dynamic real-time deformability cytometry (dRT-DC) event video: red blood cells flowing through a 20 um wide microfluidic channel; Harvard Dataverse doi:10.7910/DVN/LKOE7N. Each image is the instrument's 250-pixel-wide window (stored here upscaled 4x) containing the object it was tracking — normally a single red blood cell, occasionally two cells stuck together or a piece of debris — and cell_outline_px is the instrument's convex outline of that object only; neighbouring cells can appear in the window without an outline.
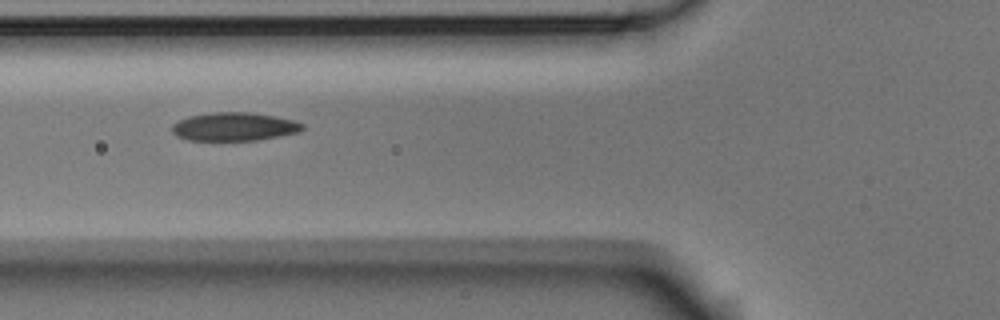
{"species": "Egyptian fruit bat (a non-hibernating species)", "species_latin": "Rousettus aegyptiacus", "temperature_condition": "room temperature", "stored_images_in_passage": 8, "camera_frame_rate_fps": 3000, "um_per_image_px": 0.085, "animal": {"sex": "male"}, "frame": {"image": 1, "passage_image": 7, "time_ms": 2.0, "image_size_px": [1000, 320], "cell_outline_px": [[304, 128], [300, 132], [280, 136], [256, 140], [188, 140], [176, 136], [172, 132], [172, 124], [188, 116], [212, 112], [252, 112], [276, 116], [292, 120], [304, 124]], "centroid_in_image_um": [19.91, 10.76], "position_along_channel_um": 105.9, "area_um2": 21.68}}
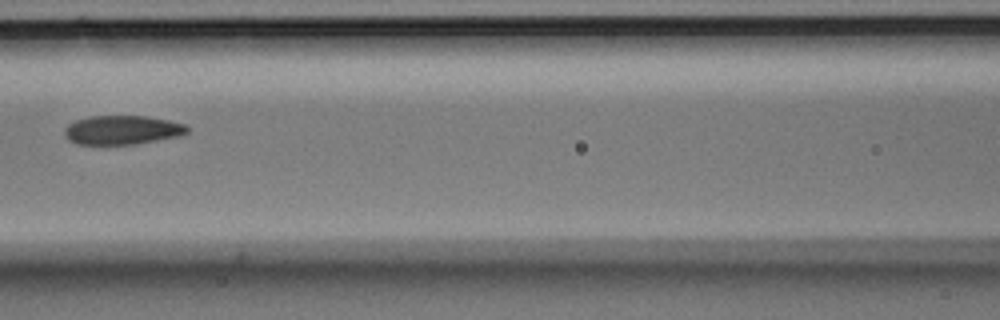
{"frame": {"image": 2, "passage_image": 8, "time_ms": 2.333, "image_size_px": [1000, 320], "cell_outline_px": [[188, 132], [180, 136], [136, 144], [76, 144], [68, 140], [64, 132], [64, 128], [68, 124], [76, 120], [92, 116], [144, 116], [168, 120], [184, 124], [188, 128]], "centroid_in_image_um": [10.38, 11.05], "position_along_channel_um": 156.2, "area_um2": 20.69}}